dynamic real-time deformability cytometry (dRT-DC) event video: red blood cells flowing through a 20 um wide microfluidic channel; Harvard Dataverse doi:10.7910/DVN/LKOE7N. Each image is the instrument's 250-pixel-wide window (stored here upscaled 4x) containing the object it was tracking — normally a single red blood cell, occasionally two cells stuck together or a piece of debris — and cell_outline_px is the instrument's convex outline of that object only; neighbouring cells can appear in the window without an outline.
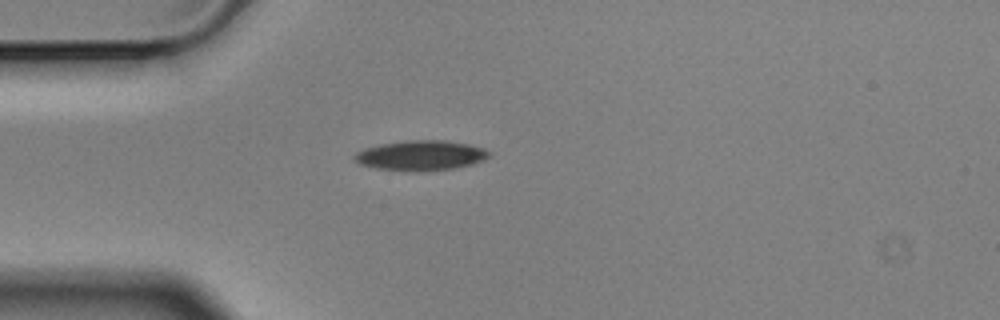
{"species": "Egyptian fruit bat (a non-hibernating species)", "species_latin": "Rousettus aegyptiacus", "temperature_condition": "cold", "stored_images_in_passage": 2, "camera_frame_rate_fps": 3000, "um_per_image_px": 0.085, "animal": {"sex": "male"}, "frame": {"image": 1, "passage_image": 1, "time_ms": 0.0, "image_size_px": [1000, 320], "cell_outline_px": [[488, 156], [484, 160], [472, 164], [452, 168], [376, 168], [360, 164], [352, 160], [352, 156], [356, 152], [364, 148], [380, 144], [404, 140], [444, 140], [468, 144], [484, 148], [488, 152]], "centroid_in_image_um": [35.72, 13.15], "position_along_channel_um": 49.3, "area_um2": 22.48}}